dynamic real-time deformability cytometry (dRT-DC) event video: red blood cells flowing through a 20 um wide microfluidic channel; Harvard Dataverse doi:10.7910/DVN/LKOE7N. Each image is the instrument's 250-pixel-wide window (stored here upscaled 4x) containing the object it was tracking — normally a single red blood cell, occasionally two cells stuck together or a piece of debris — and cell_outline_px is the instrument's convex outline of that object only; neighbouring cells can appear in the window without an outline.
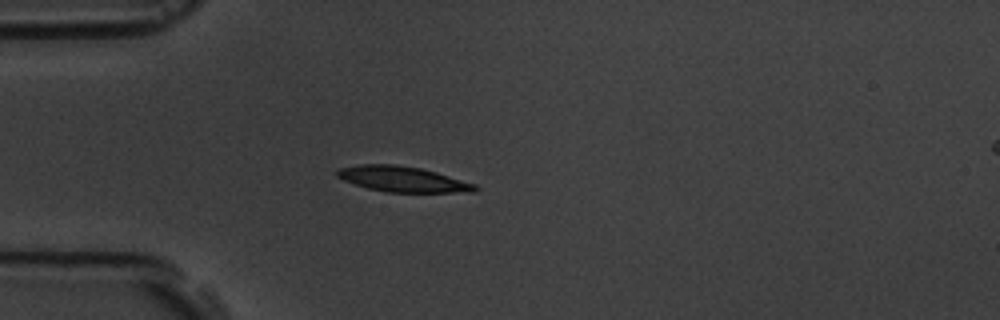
{"species": "common noctule bat (a hibernating species)", "species_latin": "Nyctalus noctula", "temperature_condition": "room temperature", "stored_images_in_passage": 4, "camera_frame_rate_fps": 3000, "um_per_image_px": 0.085, "animal": {"sex": "male", "body_mass_g": 19.5, "forearm_length_mm": 54.6}, "frame": {"image": 1, "passage_image": 4, "time_ms": 3.333, "image_size_px": [1000, 320], "cell_outline_px": [[480, 188], [476, 192], [388, 192], [368, 188], [344, 180], [336, 176], [336, 172], [340, 168], [360, 164], [396, 164], [420, 168], [436, 172], [476, 184]], "centroid_in_image_um": [34.26, 15.22], "position_along_channel_um": 50.7, "area_um2": 20.4}}